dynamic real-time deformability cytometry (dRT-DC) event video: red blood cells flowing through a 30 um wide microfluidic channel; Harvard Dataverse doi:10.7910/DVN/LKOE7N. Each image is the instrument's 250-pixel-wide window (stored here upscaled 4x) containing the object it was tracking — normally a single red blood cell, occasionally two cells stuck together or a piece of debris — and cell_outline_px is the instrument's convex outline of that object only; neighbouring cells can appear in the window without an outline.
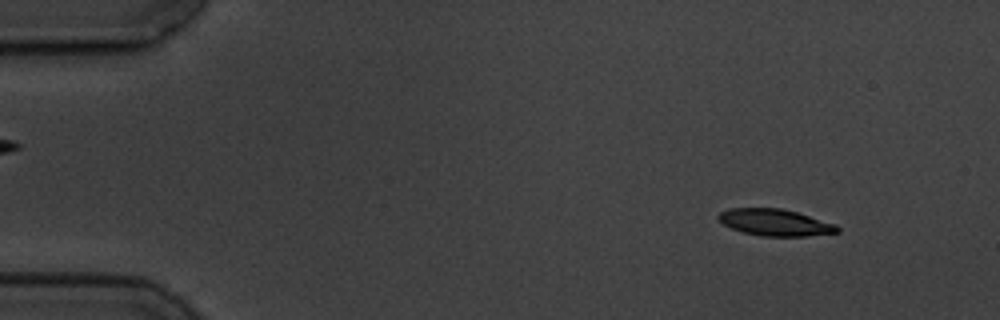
{"species": "common noctule bat (a hibernating species)", "species_latin": "Nyctalus noctula", "temperature_condition": "cold", "stored_images_in_passage": 4, "camera_frame_rate_fps": 3000, "um_per_image_px": 0.085, "animal": {"sex": "male", "body_mass_g": 19.5, "forearm_length_mm": 54.6}, "frame": {"image": 1, "passage_image": 1, "time_ms": 0.0, "image_size_px": [1000, 320], "cell_outline_px": [[840, 232], [808, 236], [760, 236], [744, 232], [732, 228], [724, 224], [716, 216], [720, 212], [728, 208], [780, 208], [796, 212], [836, 224], [840, 228]], "centroid_in_image_um": [65.89, 18.91], "position_along_channel_um": 19.1, "area_um2": 18.44}}